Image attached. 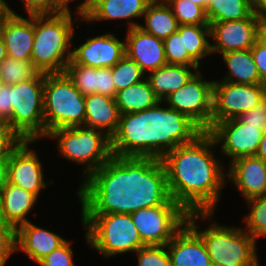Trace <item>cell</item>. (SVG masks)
I'll list each match as a JSON object with an SVG mask.
<instances>
[{
  "label": "cell",
  "mask_w": 266,
  "mask_h": 266,
  "mask_svg": "<svg viewBox=\"0 0 266 266\" xmlns=\"http://www.w3.org/2000/svg\"><path fill=\"white\" fill-rule=\"evenodd\" d=\"M162 103L120 114L117 131L111 137V151L128 177L146 176L167 152L192 142L203 132L187 115L161 107Z\"/></svg>",
  "instance_id": "cell-1"
},
{
  "label": "cell",
  "mask_w": 266,
  "mask_h": 266,
  "mask_svg": "<svg viewBox=\"0 0 266 266\" xmlns=\"http://www.w3.org/2000/svg\"><path fill=\"white\" fill-rule=\"evenodd\" d=\"M216 145L213 136L203 131L192 142L167 152L145 177L187 213L215 212L227 177L221 160L213 155Z\"/></svg>",
  "instance_id": "cell-2"
},
{
  "label": "cell",
  "mask_w": 266,
  "mask_h": 266,
  "mask_svg": "<svg viewBox=\"0 0 266 266\" xmlns=\"http://www.w3.org/2000/svg\"><path fill=\"white\" fill-rule=\"evenodd\" d=\"M106 188L129 210L146 246L166 245L187 222L188 213L145 176L127 177Z\"/></svg>",
  "instance_id": "cell-3"
},
{
  "label": "cell",
  "mask_w": 266,
  "mask_h": 266,
  "mask_svg": "<svg viewBox=\"0 0 266 266\" xmlns=\"http://www.w3.org/2000/svg\"><path fill=\"white\" fill-rule=\"evenodd\" d=\"M76 196L82 205L81 220L90 247L111 257L146 246L129 210L106 187L78 189Z\"/></svg>",
  "instance_id": "cell-4"
},
{
  "label": "cell",
  "mask_w": 266,
  "mask_h": 266,
  "mask_svg": "<svg viewBox=\"0 0 266 266\" xmlns=\"http://www.w3.org/2000/svg\"><path fill=\"white\" fill-rule=\"evenodd\" d=\"M57 139L60 154L78 164H86L84 183L79 187H106L128 176L119 168L111 151V138L84 126L58 128L46 138Z\"/></svg>",
  "instance_id": "cell-5"
},
{
  "label": "cell",
  "mask_w": 266,
  "mask_h": 266,
  "mask_svg": "<svg viewBox=\"0 0 266 266\" xmlns=\"http://www.w3.org/2000/svg\"><path fill=\"white\" fill-rule=\"evenodd\" d=\"M71 11L34 15V42L31 61L43 73H63L72 57L74 38ZM69 51V52H67ZM67 54V56H66Z\"/></svg>",
  "instance_id": "cell-6"
},
{
  "label": "cell",
  "mask_w": 266,
  "mask_h": 266,
  "mask_svg": "<svg viewBox=\"0 0 266 266\" xmlns=\"http://www.w3.org/2000/svg\"><path fill=\"white\" fill-rule=\"evenodd\" d=\"M214 212L188 213L187 224L202 238L212 266H260L256 254V240L242 227H229L210 223L198 230L197 218L210 219Z\"/></svg>",
  "instance_id": "cell-7"
},
{
  "label": "cell",
  "mask_w": 266,
  "mask_h": 266,
  "mask_svg": "<svg viewBox=\"0 0 266 266\" xmlns=\"http://www.w3.org/2000/svg\"><path fill=\"white\" fill-rule=\"evenodd\" d=\"M45 138L53 130L83 126L85 96L63 73H44Z\"/></svg>",
  "instance_id": "cell-8"
},
{
  "label": "cell",
  "mask_w": 266,
  "mask_h": 266,
  "mask_svg": "<svg viewBox=\"0 0 266 266\" xmlns=\"http://www.w3.org/2000/svg\"><path fill=\"white\" fill-rule=\"evenodd\" d=\"M11 128L24 140L45 137L44 73L11 85Z\"/></svg>",
  "instance_id": "cell-9"
},
{
  "label": "cell",
  "mask_w": 266,
  "mask_h": 266,
  "mask_svg": "<svg viewBox=\"0 0 266 266\" xmlns=\"http://www.w3.org/2000/svg\"><path fill=\"white\" fill-rule=\"evenodd\" d=\"M202 75L198 70L184 86L164 101L170 108L187 115L203 131H208L213 116L214 81H206Z\"/></svg>",
  "instance_id": "cell-10"
},
{
  "label": "cell",
  "mask_w": 266,
  "mask_h": 266,
  "mask_svg": "<svg viewBox=\"0 0 266 266\" xmlns=\"http://www.w3.org/2000/svg\"><path fill=\"white\" fill-rule=\"evenodd\" d=\"M265 97V84H236L214 81L211 127L216 122L238 118L258 105Z\"/></svg>",
  "instance_id": "cell-11"
},
{
  "label": "cell",
  "mask_w": 266,
  "mask_h": 266,
  "mask_svg": "<svg viewBox=\"0 0 266 266\" xmlns=\"http://www.w3.org/2000/svg\"><path fill=\"white\" fill-rule=\"evenodd\" d=\"M208 132L213 136L216 144L221 143V153L234 160L255 156L263 132L258 127L249 126L238 118L216 122Z\"/></svg>",
  "instance_id": "cell-12"
},
{
  "label": "cell",
  "mask_w": 266,
  "mask_h": 266,
  "mask_svg": "<svg viewBox=\"0 0 266 266\" xmlns=\"http://www.w3.org/2000/svg\"><path fill=\"white\" fill-rule=\"evenodd\" d=\"M260 21L261 18L253 12L246 19L209 23L210 37L216 42L211 44V52L223 54L250 49L258 40Z\"/></svg>",
  "instance_id": "cell-13"
},
{
  "label": "cell",
  "mask_w": 266,
  "mask_h": 266,
  "mask_svg": "<svg viewBox=\"0 0 266 266\" xmlns=\"http://www.w3.org/2000/svg\"><path fill=\"white\" fill-rule=\"evenodd\" d=\"M36 140H24L11 154L8 163V182L25 191L39 196L40 190L47 188L43 180L42 163L34 149L28 144Z\"/></svg>",
  "instance_id": "cell-14"
},
{
  "label": "cell",
  "mask_w": 266,
  "mask_h": 266,
  "mask_svg": "<svg viewBox=\"0 0 266 266\" xmlns=\"http://www.w3.org/2000/svg\"><path fill=\"white\" fill-rule=\"evenodd\" d=\"M125 55V42L111 32L87 38V41L72 50L68 64H81L93 68L113 67Z\"/></svg>",
  "instance_id": "cell-15"
},
{
  "label": "cell",
  "mask_w": 266,
  "mask_h": 266,
  "mask_svg": "<svg viewBox=\"0 0 266 266\" xmlns=\"http://www.w3.org/2000/svg\"><path fill=\"white\" fill-rule=\"evenodd\" d=\"M24 18L9 8L0 22V34L8 57L31 61L34 42V15Z\"/></svg>",
  "instance_id": "cell-16"
},
{
  "label": "cell",
  "mask_w": 266,
  "mask_h": 266,
  "mask_svg": "<svg viewBox=\"0 0 266 266\" xmlns=\"http://www.w3.org/2000/svg\"><path fill=\"white\" fill-rule=\"evenodd\" d=\"M125 54L134 60L146 73L167 64L164 52V41L141 29L139 26L127 30Z\"/></svg>",
  "instance_id": "cell-17"
},
{
  "label": "cell",
  "mask_w": 266,
  "mask_h": 266,
  "mask_svg": "<svg viewBox=\"0 0 266 266\" xmlns=\"http://www.w3.org/2000/svg\"><path fill=\"white\" fill-rule=\"evenodd\" d=\"M166 246L171 266H212L202 238L187 223Z\"/></svg>",
  "instance_id": "cell-18"
},
{
  "label": "cell",
  "mask_w": 266,
  "mask_h": 266,
  "mask_svg": "<svg viewBox=\"0 0 266 266\" xmlns=\"http://www.w3.org/2000/svg\"><path fill=\"white\" fill-rule=\"evenodd\" d=\"M247 200L261 196L266 177V162L255 156H245L230 163L227 178Z\"/></svg>",
  "instance_id": "cell-19"
},
{
  "label": "cell",
  "mask_w": 266,
  "mask_h": 266,
  "mask_svg": "<svg viewBox=\"0 0 266 266\" xmlns=\"http://www.w3.org/2000/svg\"><path fill=\"white\" fill-rule=\"evenodd\" d=\"M152 0H92L89 9L83 14L82 20L87 23L102 20L131 19L127 30L141 24L134 18L143 17L148 4Z\"/></svg>",
  "instance_id": "cell-20"
},
{
  "label": "cell",
  "mask_w": 266,
  "mask_h": 266,
  "mask_svg": "<svg viewBox=\"0 0 266 266\" xmlns=\"http://www.w3.org/2000/svg\"><path fill=\"white\" fill-rule=\"evenodd\" d=\"M67 240L54 232L27 222L15 230V251H23L38 263L43 257L59 248Z\"/></svg>",
  "instance_id": "cell-21"
},
{
  "label": "cell",
  "mask_w": 266,
  "mask_h": 266,
  "mask_svg": "<svg viewBox=\"0 0 266 266\" xmlns=\"http://www.w3.org/2000/svg\"><path fill=\"white\" fill-rule=\"evenodd\" d=\"M119 117L115 98L99 93L85 96L84 127L100 130L111 138L117 131Z\"/></svg>",
  "instance_id": "cell-22"
},
{
  "label": "cell",
  "mask_w": 266,
  "mask_h": 266,
  "mask_svg": "<svg viewBox=\"0 0 266 266\" xmlns=\"http://www.w3.org/2000/svg\"><path fill=\"white\" fill-rule=\"evenodd\" d=\"M199 70V66H185L166 64L146 75L151 88L160 101H164L169 95L184 86L189 79Z\"/></svg>",
  "instance_id": "cell-23"
},
{
  "label": "cell",
  "mask_w": 266,
  "mask_h": 266,
  "mask_svg": "<svg viewBox=\"0 0 266 266\" xmlns=\"http://www.w3.org/2000/svg\"><path fill=\"white\" fill-rule=\"evenodd\" d=\"M0 198L3 204L5 217L8 223L16 230L19 226L29 222L26 215L31 212L38 197L25 191L19 186L7 183L1 191Z\"/></svg>",
  "instance_id": "cell-24"
},
{
  "label": "cell",
  "mask_w": 266,
  "mask_h": 266,
  "mask_svg": "<svg viewBox=\"0 0 266 266\" xmlns=\"http://www.w3.org/2000/svg\"><path fill=\"white\" fill-rule=\"evenodd\" d=\"M221 55L229 71L220 81L236 84H263L251 49L229 51Z\"/></svg>",
  "instance_id": "cell-25"
},
{
  "label": "cell",
  "mask_w": 266,
  "mask_h": 266,
  "mask_svg": "<svg viewBox=\"0 0 266 266\" xmlns=\"http://www.w3.org/2000/svg\"><path fill=\"white\" fill-rule=\"evenodd\" d=\"M143 17L145 25L139 27L162 40L176 32L179 26L171 7L165 0H152Z\"/></svg>",
  "instance_id": "cell-26"
},
{
  "label": "cell",
  "mask_w": 266,
  "mask_h": 266,
  "mask_svg": "<svg viewBox=\"0 0 266 266\" xmlns=\"http://www.w3.org/2000/svg\"><path fill=\"white\" fill-rule=\"evenodd\" d=\"M115 102L120 114L143 111L155 106L156 97L147 78L116 93Z\"/></svg>",
  "instance_id": "cell-27"
},
{
  "label": "cell",
  "mask_w": 266,
  "mask_h": 266,
  "mask_svg": "<svg viewBox=\"0 0 266 266\" xmlns=\"http://www.w3.org/2000/svg\"><path fill=\"white\" fill-rule=\"evenodd\" d=\"M209 23L248 18L253 12L252 0H211L206 7Z\"/></svg>",
  "instance_id": "cell-28"
},
{
  "label": "cell",
  "mask_w": 266,
  "mask_h": 266,
  "mask_svg": "<svg viewBox=\"0 0 266 266\" xmlns=\"http://www.w3.org/2000/svg\"><path fill=\"white\" fill-rule=\"evenodd\" d=\"M177 31L183 35L184 52L200 65L201 59L212 54L210 37V25H179Z\"/></svg>",
  "instance_id": "cell-29"
},
{
  "label": "cell",
  "mask_w": 266,
  "mask_h": 266,
  "mask_svg": "<svg viewBox=\"0 0 266 266\" xmlns=\"http://www.w3.org/2000/svg\"><path fill=\"white\" fill-rule=\"evenodd\" d=\"M39 72L32 61H23L7 56L0 63V74L7 85H14L22 81L30 80Z\"/></svg>",
  "instance_id": "cell-30"
},
{
  "label": "cell",
  "mask_w": 266,
  "mask_h": 266,
  "mask_svg": "<svg viewBox=\"0 0 266 266\" xmlns=\"http://www.w3.org/2000/svg\"><path fill=\"white\" fill-rule=\"evenodd\" d=\"M112 76L116 92L146 78L139 65L126 54L112 67Z\"/></svg>",
  "instance_id": "cell-31"
},
{
  "label": "cell",
  "mask_w": 266,
  "mask_h": 266,
  "mask_svg": "<svg viewBox=\"0 0 266 266\" xmlns=\"http://www.w3.org/2000/svg\"><path fill=\"white\" fill-rule=\"evenodd\" d=\"M179 25H209L205 10L190 0H165Z\"/></svg>",
  "instance_id": "cell-32"
},
{
  "label": "cell",
  "mask_w": 266,
  "mask_h": 266,
  "mask_svg": "<svg viewBox=\"0 0 266 266\" xmlns=\"http://www.w3.org/2000/svg\"><path fill=\"white\" fill-rule=\"evenodd\" d=\"M251 208L245 215L246 232L256 241L258 237L266 236V196H256L246 200Z\"/></svg>",
  "instance_id": "cell-33"
},
{
  "label": "cell",
  "mask_w": 266,
  "mask_h": 266,
  "mask_svg": "<svg viewBox=\"0 0 266 266\" xmlns=\"http://www.w3.org/2000/svg\"><path fill=\"white\" fill-rule=\"evenodd\" d=\"M64 73L84 96L96 93V68L68 64Z\"/></svg>",
  "instance_id": "cell-34"
},
{
  "label": "cell",
  "mask_w": 266,
  "mask_h": 266,
  "mask_svg": "<svg viewBox=\"0 0 266 266\" xmlns=\"http://www.w3.org/2000/svg\"><path fill=\"white\" fill-rule=\"evenodd\" d=\"M163 41L167 64L199 66L188 52H184L183 35H180L178 31L174 32Z\"/></svg>",
  "instance_id": "cell-35"
},
{
  "label": "cell",
  "mask_w": 266,
  "mask_h": 266,
  "mask_svg": "<svg viewBox=\"0 0 266 266\" xmlns=\"http://www.w3.org/2000/svg\"><path fill=\"white\" fill-rule=\"evenodd\" d=\"M138 266H171L166 245H147L136 251Z\"/></svg>",
  "instance_id": "cell-36"
},
{
  "label": "cell",
  "mask_w": 266,
  "mask_h": 266,
  "mask_svg": "<svg viewBox=\"0 0 266 266\" xmlns=\"http://www.w3.org/2000/svg\"><path fill=\"white\" fill-rule=\"evenodd\" d=\"M23 141L9 123L0 121V160H9L13 151Z\"/></svg>",
  "instance_id": "cell-37"
},
{
  "label": "cell",
  "mask_w": 266,
  "mask_h": 266,
  "mask_svg": "<svg viewBox=\"0 0 266 266\" xmlns=\"http://www.w3.org/2000/svg\"><path fill=\"white\" fill-rule=\"evenodd\" d=\"M71 243L66 241L59 248L43 257L37 264L40 266H75Z\"/></svg>",
  "instance_id": "cell-38"
},
{
  "label": "cell",
  "mask_w": 266,
  "mask_h": 266,
  "mask_svg": "<svg viewBox=\"0 0 266 266\" xmlns=\"http://www.w3.org/2000/svg\"><path fill=\"white\" fill-rule=\"evenodd\" d=\"M238 119L249 126L258 127L264 133L266 131V97L251 110L240 115Z\"/></svg>",
  "instance_id": "cell-39"
},
{
  "label": "cell",
  "mask_w": 266,
  "mask_h": 266,
  "mask_svg": "<svg viewBox=\"0 0 266 266\" xmlns=\"http://www.w3.org/2000/svg\"><path fill=\"white\" fill-rule=\"evenodd\" d=\"M113 81L112 67L96 68V93L115 98L117 92Z\"/></svg>",
  "instance_id": "cell-40"
},
{
  "label": "cell",
  "mask_w": 266,
  "mask_h": 266,
  "mask_svg": "<svg viewBox=\"0 0 266 266\" xmlns=\"http://www.w3.org/2000/svg\"><path fill=\"white\" fill-rule=\"evenodd\" d=\"M28 15L57 14L64 10L56 0H21Z\"/></svg>",
  "instance_id": "cell-41"
},
{
  "label": "cell",
  "mask_w": 266,
  "mask_h": 266,
  "mask_svg": "<svg viewBox=\"0 0 266 266\" xmlns=\"http://www.w3.org/2000/svg\"><path fill=\"white\" fill-rule=\"evenodd\" d=\"M15 251V229L13 227H0V266H4L6 261Z\"/></svg>",
  "instance_id": "cell-42"
},
{
  "label": "cell",
  "mask_w": 266,
  "mask_h": 266,
  "mask_svg": "<svg viewBox=\"0 0 266 266\" xmlns=\"http://www.w3.org/2000/svg\"><path fill=\"white\" fill-rule=\"evenodd\" d=\"M250 49L256 63L260 80L266 85V46L257 40Z\"/></svg>",
  "instance_id": "cell-43"
},
{
  "label": "cell",
  "mask_w": 266,
  "mask_h": 266,
  "mask_svg": "<svg viewBox=\"0 0 266 266\" xmlns=\"http://www.w3.org/2000/svg\"><path fill=\"white\" fill-rule=\"evenodd\" d=\"M11 85H4L0 90V121L7 122L11 126L12 104Z\"/></svg>",
  "instance_id": "cell-44"
},
{
  "label": "cell",
  "mask_w": 266,
  "mask_h": 266,
  "mask_svg": "<svg viewBox=\"0 0 266 266\" xmlns=\"http://www.w3.org/2000/svg\"><path fill=\"white\" fill-rule=\"evenodd\" d=\"M73 2L74 0H56V3L64 10V11H69V3ZM92 0H84L82 3H80L77 6V9L75 12H77L78 17L80 16L83 18V14L89 9V6L91 4Z\"/></svg>",
  "instance_id": "cell-45"
},
{
  "label": "cell",
  "mask_w": 266,
  "mask_h": 266,
  "mask_svg": "<svg viewBox=\"0 0 266 266\" xmlns=\"http://www.w3.org/2000/svg\"><path fill=\"white\" fill-rule=\"evenodd\" d=\"M8 163L9 160H0V194L8 183Z\"/></svg>",
  "instance_id": "cell-46"
},
{
  "label": "cell",
  "mask_w": 266,
  "mask_h": 266,
  "mask_svg": "<svg viewBox=\"0 0 266 266\" xmlns=\"http://www.w3.org/2000/svg\"><path fill=\"white\" fill-rule=\"evenodd\" d=\"M254 12L262 19L266 18V0H252Z\"/></svg>",
  "instance_id": "cell-47"
},
{
  "label": "cell",
  "mask_w": 266,
  "mask_h": 266,
  "mask_svg": "<svg viewBox=\"0 0 266 266\" xmlns=\"http://www.w3.org/2000/svg\"><path fill=\"white\" fill-rule=\"evenodd\" d=\"M256 156L266 162V131L263 133Z\"/></svg>",
  "instance_id": "cell-48"
},
{
  "label": "cell",
  "mask_w": 266,
  "mask_h": 266,
  "mask_svg": "<svg viewBox=\"0 0 266 266\" xmlns=\"http://www.w3.org/2000/svg\"><path fill=\"white\" fill-rule=\"evenodd\" d=\"M258 40L266 46V18H262L258 29Z\"/></svg>",
  "instance_id": "cell-49"
},
{
  "label": "cell",
  "mask_w": 266,
  "mask_h": 266,
  "mask_svg": "<svg viewBox=\"0 0 266 266\" xmlns=\"http://www.w3.org/2000/svg\"><path fill=\"white\" fill-rule=\"evenodd\" d=\"M0 227H12L6 217H5V213H4V208H3V204L0 198Z\"/></svg>",
  "instance_id": "cell-50"
},
{
  "label": "cell",
  "mask_w": 266,
  "mask_h": 266,
  "mask_svg": "<svg viewBox=\"0 0 266 266\" xmlns=\"http://www.w3.org/2000/svg\"><path fill=\"white\" fill-rule=\"evenodd\" d=\"M10 6L7 2H0V22L2 18L9 12Z\"/></svg>",
  "instance_id": "cell-51"
},
{
  "label": "cell",
  "mask_w": 266,
  "mask_h": 266,
  "mask_svg": "<svg viewBox=\"0 0 266 266\" xmlns=\"http://www.w3.org/2000/svg\"><path fill=\"white\" fill-rule=\"evenodd\" d=\"M7 57L6 46L4 44L3 38L0 34V63Z\"/></svg>",
  "instance_id": "cell-52"
},
{
  "label": "cell",
  "mask_w": 266,
  "mask_h": 266,
  "mask_svg": "<svg viewBox=\"0 0 266 266\" xmlns=\"http://www.w3.org/2000/svg\"><path fill=\"white\" fill-rule=\"evenodd\" d=\"M190 1L194 2L196 5L206 10V7L211 0H190Z\"/></svg>",
  "instance_id": "cell-53"
},
{
  "label": "cell",
  "mask_w": 266,
  "mask_h": 266,
  "mask_svg": "<svg viewBox=\"0 0 266 266\" xmlns=\"http://www.w3.org/2000/svg\"><path fill=\"white\" fill-rule=\"evenodd\" d=\"M4 85H6V84H5V81H4L3 77H2L1 74H0V90L2 89V87H3Z\"/></svg>",
  "instance_id": "cell-54"
},
{
  "label": "cell",
  "mask_w": 266,
  "mask_h": 266,
  "mask_svg": "<svg viewBox=\"0 0 266 266\" xmlns=\"http://www.w3.org/2000/svg\"><path fill=\"white\" fill-rule=\"evenodd\" d=\"M261 196H266V177H265V181H264V189H263V193Z\"/></svg>",
  "instance_id": "cell-55"
}]
</instances>
